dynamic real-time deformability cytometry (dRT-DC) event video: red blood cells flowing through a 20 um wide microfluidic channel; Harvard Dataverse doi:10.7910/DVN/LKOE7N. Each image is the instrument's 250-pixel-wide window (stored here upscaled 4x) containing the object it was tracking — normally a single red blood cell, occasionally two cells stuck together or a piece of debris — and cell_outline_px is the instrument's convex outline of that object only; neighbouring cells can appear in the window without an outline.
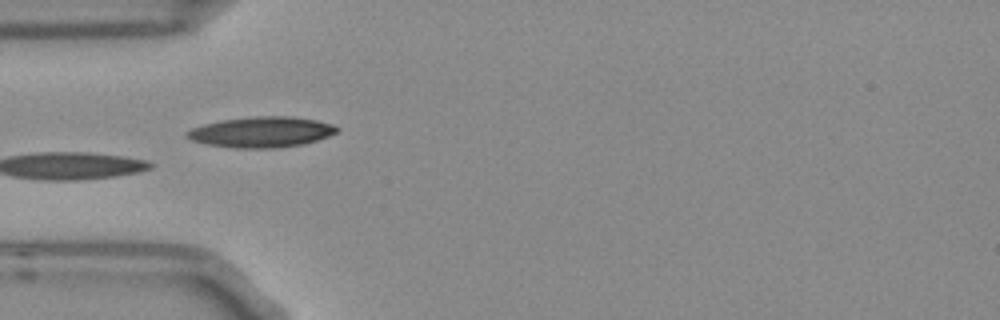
{"species": "Egyptian fruit bat (a non-hibernating species)", "species_latin": "Rousettus aegyptiacus", "temperature_condition": "room temperature", "stored_images_in_passage": 7, "camera_frame_rate_fps": 3000, "um_per_image_px": 0.085, "frame": {"image": 1, "passage_image": 5, "time_ms": 1.333, "image_size_px": [1000, 320], "cell_outline_px": [[340, 128], [336, 132], [328, 136], [304, 144], [280, 148], [236, 148], [208, 144], [192, 140], [184, 136], [184, 132], [192, 128], [204, 124], [224, 120], [256, 116], [292, 116], [316, 120], [332, 124]], "centroid_in_image_um": [22.23, 11.23], "position_along_channel_um": 62.8, "area_um2": 26.7}}